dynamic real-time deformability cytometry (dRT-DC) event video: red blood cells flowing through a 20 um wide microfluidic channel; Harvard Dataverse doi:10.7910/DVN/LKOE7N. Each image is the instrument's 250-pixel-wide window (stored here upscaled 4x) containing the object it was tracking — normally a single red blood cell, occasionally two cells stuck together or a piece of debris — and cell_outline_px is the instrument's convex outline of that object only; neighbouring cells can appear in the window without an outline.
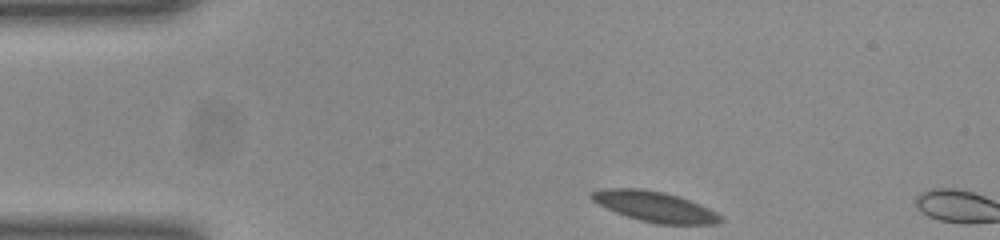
{"species": "common noctule bat (a hibernating species)", "species_latin": "Nyctalus noctula", "temperature_condition": "room temperature", "stored_images_in_passage": 3, "camera_frame_rate_fps": 3000, "um_per_image_px": 0.085, "animal": {"sex": "female", "body_mass_g": 23.0, "forearm_length_mm": 53.4}, "frame": {"image": 1, "passage_image": 1, "time_ms": 0.0, "image_size_px": [1000, 240], "cell_outline_px": [[724, 220], [716, 224], [656, 224], [640, 220], [616, 212], [592, 200], [588, 196], [592, 192], [604, 188], [640, 188], [664, 192], [700, 204], [716, 212]], "centroid_in_image_um": [55.66, 17.56], "position_along_channel_um": 29.3, "area_um2": 22.54}}